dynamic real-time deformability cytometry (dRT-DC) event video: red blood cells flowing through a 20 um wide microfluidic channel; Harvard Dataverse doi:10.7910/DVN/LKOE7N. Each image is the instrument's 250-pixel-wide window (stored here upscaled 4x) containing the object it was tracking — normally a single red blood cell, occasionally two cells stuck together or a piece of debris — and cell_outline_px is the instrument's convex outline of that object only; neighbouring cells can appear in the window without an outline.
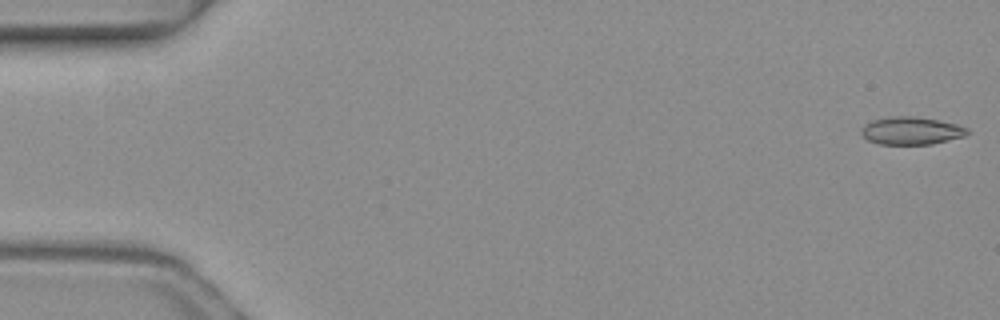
{"species": "common noctule bat (a hibernating species)", "species_latin": "Nyctalus noctula", "temperature_condition": "warm", "stored_images_in_passage": 4, "camera_frame_rate_fps": 3000, "um_per_image_px": 0.085, "animal": {"sex": "female", "body_mass_g": 19.3, "forearm_length_mm": 54.1}, "frame": {"image": 1, "passage_image": 1, "time_ms": 0.0, "image_size_px": [1000, 320], "cell_outline_px": [[968, 132], [964, 136], [932, 144], [880, 144], [868, 140], [860, 132], [864, 124], [872, 120], [892, 116], [912, 116], [936, 120], [956, 124], [968, 128]], "centroid_in_image_um": [77.43, 11.11], "position_along_channel_um": 7.6, "area_um2": 16.94}}
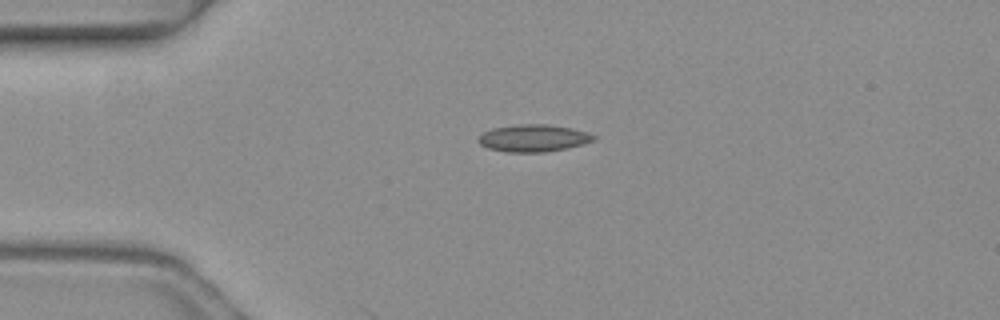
{"frame": {"image": 2, "passage_image": 4, "time_ms": 1.0, "image_size_px": [1000, 320], "cell_outline_px": [[596, 140], [584, 144], [568, 148], [544, 152], [508, 152], [488, 148], [480, 144], [476, 140], [484, 132], [492, 128], [520, 124], [548, 124], [572, 128], [588, 132], [596, 136]], "centroid_in_image_um": [45.37, 11.74], "position_along_channel_um": 39.6, "area_um2": 18.38}}